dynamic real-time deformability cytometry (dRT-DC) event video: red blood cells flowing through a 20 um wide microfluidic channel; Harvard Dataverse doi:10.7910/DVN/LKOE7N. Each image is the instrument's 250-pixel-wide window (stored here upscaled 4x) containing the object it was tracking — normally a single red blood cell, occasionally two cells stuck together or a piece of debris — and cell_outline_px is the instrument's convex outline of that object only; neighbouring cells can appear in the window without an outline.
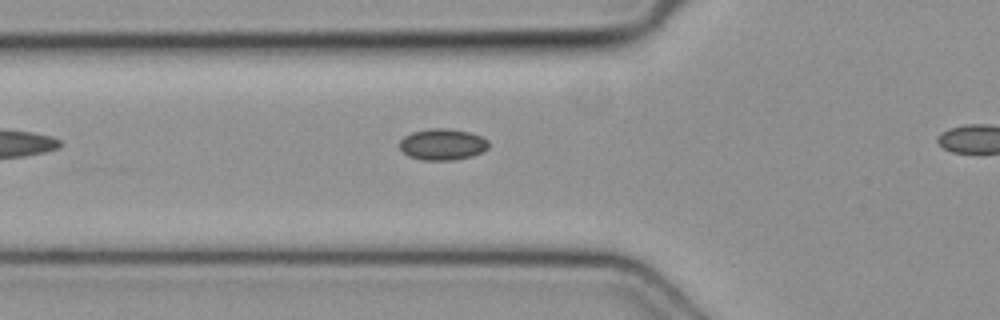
{"species": "common noctule bat (a hibernating species)", "species_latin": "Nyctalus noctula", "temperature_condition": "cold", "stored_images_in_passage": 3, "camera_frame_rate_fps": 3000, "um_per_image_px": 0.085, "animal": {"sex": "female", "body_mass_g": 19.3, "forearm_length_mm": 54.1}, "frame": {"image": 1, "passage_image": 2, "time_ms": 0.333, "image_size_px": [1000, 320], "cell_outline_px": [[488, 148], [472, 156], [456, 160], [420, 160], [408, 156], [400, 148], [400, 140], [404, 136], [412, 132], [428, 128], [448, 128], [472, 132], [488, 140]], "centroid_in_image_um": [37.61, 12.26], "position_along_channel_um": 88.2, "area_um2": 16.42}}